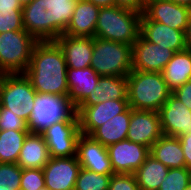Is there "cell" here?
<instances>
[{
	"label": "cell",
	"mask_w": 191,
	"mask_h": 190,
	"mask_svg": "<svg viewBox=\"0 0 191 190\" xmlns=\"http://www.w3.org/2000/svg\"><path fill=\"white\" fill-rule=\"evenodd\" d=\"M37 92L24 73L0 74V105L29 123Z\"/></svg>",
	"instance_id": "6"
},
{
	"label": "cell",
	"mask_w": 191,
	"mask_h": 190,
	"mask_svg": "<svg viewBox=\"0 0 191 190\" xmlns=\"http://www.w3.org/2000/svg\"><path fill=\"white\" fill-rule=\"evenodd\" d=\"M91 2L99 8L116 6V0H85Z\"/></svg>",
	"instance_id": "40"
},
{
	"label": "cell",
	"mask_w": 191,
	"mask_h": 190,
	"mask_svg": "<svg viewBox=\"0 0 191 190\" xmlns=\"http://www.w3.org/2000/svg\"><path fill=\"white\" fill-rule=\"evenodd\" d=\"M184 152L186 168L191 171V132L178 137Z\"/></svg>",
	"instance_id": "37"
},
{
	"label": "cell",
	"mask_w": 191,
	"mask_h": 190,
	"mask_svg": "<svg viewBox=\"0 0 191 190\" xmlns=\"http://www.w3.org/2000/svg\"><path fill=\"white\" fill-rule=\"evenodd\" d=\"M140 35L145 40L169 48L174 52L187 49L185 31L171 28L156 21H141Z\"/></svg>",
	"instance_id": "20"
},
{
	"label": "cell",
	"mask_w": 191,
	"mask_h": 190,
	"mask_svg": "<svg viewBox=\"0 0 191 190\" xmlns=\"http://www.w3.org/2000/svg\"><path fill=\"white\" fill-rule=\"evenodd\" d=\"M99 76H124L132 69V45L93 38L91 65Z\"/></svg>",
	"instance_id": "5"
},
{
	"label": "cell",
	"mask_w": 191,
	"mask_h": 190,
	"mask_svg": "<svg viewBox=\"0 0 191 190\" xmlns=\"http://www.w3.org/2000/svg\"><path fill=\"white\" fill-rule=\"evenodd\" d=\"M77 158L80 166L86 170L103 175L115 174L107 147L90 135H80L77 142Z\"/></svg>",
	"instance_id": "17"
},
{
	"label": "cell",
	"mask_w": 191,
	"mask_h": 190,
	"mask_svg": "<svg viewBox=\"0 0 191 190\" xmlns=\"http://www.w3.org/2000/svg\"><path fill=\"white\" fill-rule=\"evenodd\" d=\"M55 42L63 51L67 68L84 69L91 65L93 38L62 34Z\"/></svg>",
	"instance_id": "19"
},
{
	"label": "cell",
	"mask_w": 191,
	"mask_h": 190,
	"mask_svg": "<svg viewBox=\"0 0 191 190\" xmlns=\"http://www.w3.org/2000/svg\"><path fill=\"white\" fill-rule=\"evenodd\" d=\"M21 175L17 163H0V190H20Z\"/></svg>",
	"instance_id": "30"
},
{
	"label": "cell",
	"mask_w": 191,
	"mask_h": 190,
	"mask_svg": "<svg viewBox=\"0 0 191 190\" xmlns=\"http://www.w3.org/2000/svg\"><path fill=\"white\" fill-rule=\"evenodd\" d=\"M108 190H139L134 174L115 173L111 175Z\"/></svg>",
	"instance_id": "35"
},
{
	"label": "cell",
	"mask_w": 191,
	"mask_h": 190,
	"mask_svg": "<svg viewBox=\"0 0 191 190\" xmlns=\"http://www.w3.org/2000/svg\"><path fill=\"white\" fill-rule=\"evenodd\" d=\"M100 8L91 2L78 0L64 34L74 37H95Z\"/></svg>",
	"instance_id": "21"
},
{
	"label": "cell",
	"mask_w": 191,
	"mask_h": 190,
	"mask_svg": "<svg viewBox=\"0 0 191 190\" xmlns=\"http://www.w3.org/2000/svg\"><path fill=\"white\" fill-rule=\"evenodd\" d=\"M142 13L111 6L100 8L95 37L128 45L138 39Z\"/></svg>",
	"instance_id": "4"
},
{
	"label": "cell",
	"mask_w": 191,
	"mask_h": 190,
	"mask_svg": "<svg viewBox=\"0 0 191 190\" xmlns=\"http://www.w3.org/2000/svg\"><path fill=\"white\" fill-rule=\"evenodd\" d=\"M191 8L169 0H147L141 21H156L171 28L185 31Z\"/></svg>",
	"instance_id": "10"
},
{
	"label": "cell",
	"mask_w": 191,
	"mask_h": 190,
	"mask_svg": "<svg viewBox=\"0 0 191 190\" xmlns=\"http://www.w3.org/2000/svg\"><path fill=\"white\" fill-rule=\"evenodd\" d=\"M46 141L51 158L77 156V142L82 134L79 118H65L40 132Z\"/></svg>",
	"instance_id": "9"
},
{
	"label": "cell",
	"mask_w": 191,
	"mask_h": 190,
	"mask_svg": "<svg viewBox=\"0 0 191 190\" xmlns=\"http://www.w3.org/2000/svg\"><path fill=\"white\" fill-rule=\"evenodd\" d=\"M163 135L179 137L191 132V110L173 93L159 110Z\"/></svg>",
	"instance_id": "18"
},
{
	"label": "cell",
	"mask_w": 191,
	"mask_h": 190,
	"mask_svg": "<svg viewBox=\"0 0 191 190\" xmlns=\"http://www.w3.org/2000/svg\"><path fill=\"white\" fill-rule=\"evenodd\" d=\"M185 41L187 49L191 50V15L189 18L188 26L185 30Z\"/></svg>",
	"instance_id": "41"
},
{
	"label": "cell",
	"mask_w": 191,
	"mask_h": 190,
	"mask_svg": "<svg viewBox=\"0 0 191 190\" xmlns=\"http://www.w3.org/2000/svg\"><path fill=\"white\" fill-rule=\"evenodd\" d=\"M111 175L98 174L80 168L74 190H108Z\"/></svg>",
	"instance_id": "29"
},
{
	"label": "cell",
	"mask_w": 191,
	"mask_h": 190,
	"mask_svg": "<svg viewBox=\"0 0 191 190\" xmlns=\"http://www.w3.org/2000/svg\"><path fill=\"white\" fill-rule=\"evenodd\" d=\"M66 76L69 89L68 100L75 109L78 106H92L98 103L94 88L100 76L92 67L67 68Z\"/></svg>",
	"instance_id": "12"
},
{
	"label": "cell",
	"mask_w": 191,
	"mask_h": 190,
	"mask_svg": "<svg viewBox=\"0 0 191 190\" xmlns=\"http://www.w3.org/2000/svg\"><path fill=\"white\" fill-rule=\"evenodd\" d=\"M36 43L25 29L0 33V74L24 73Z\"/></svg>",
	"instance_id": "7"
},
{
	"label": "cell",
	"mask_w": 191,
	"mask_h": 190,
	"mask_svg": "<svg viewBox=\"0 0 191 190\" xmlns=\"http://www.w3.org/2000/svg\"><path fill=\"white\" fill-rule=\"evenodd\" d=\"M185 190H191V181H190L188 187Z\"/></svg>",
	"instance_id": "44"
},
{
	"label": "cell",
	"mask_w": 191,
	"mask_h": 190,
	"mask_svg": "<svg viewBox=\"0 0 191 190\" xmlns=\"http://www.w3.org/2000/svg\"><path fill=\"white\" fill-rule=\"evenodd\" d=\"M150 155L167 168H184L186 161L178 137L162 135L151 147Z\"/></svg>",
	"instance_id": "23"
},
{
	"label": "cell",
	"mask_w": 191,
	"mask_h": 190,
	"mask_svg": "<svg viewBox=\"0 0 191 190\" xmlns=\"http://www.w3.org/2000/svg\"><path fill=\"white\" fill-rule=\"evenodd\" d=\"M65 118H78L68 98L37 94L28 127L30 132L40 133L46 127Z\"/></svg>",
	"instance_id": "8"
},
{
	"label": "cell",
	"mask_w": 191,
	"mask_h": 190,
	"mask_svg": "<svg viewBox=\"0 0 191 190\" xmlns=\"http://www.w3.org/2000/svg\"><path fill=\"white\" fill-rule=\"evenodd\" d=\"M81 166L77 156L50 158L43 167L48 190H74Z\"/></svg>",
	"instance_id": "15"
},
{
	"label": "cell",
	"mask_w": 191,
	"mask_h": 190,
	"mask_svg": "<svg viewBox=\"0 0 191 190\" xmlns=\"http://www.w3.org/2000/svg\"><path fill=\"white\" fill-rule=\"evenodd\" d=\"M114 173L134 174L145 162L150 149L129 140L119 141L107 147Z\"/></svg>",
	"instance_id": "14"
},
{
	"label": "cell",
	"mask_w": 191,
	"mask_h": 190,
	"mask_svg": "<svg viewBox=\"0 0 191 190\" xmlns=\"http://www.w3.org/2000/svg\"><path fill=\"white\" fill-rule=\"evenodd\" d=\"M33 0H18V2L20 3V5L23 7L27 4H30Z\"/></svg>",
	"instance_id": "43"
},
{
	"label": "cell",
	"mask_w": 191,
	"mask_h": 190,
	"mask_svg": "<svg viewBox=\"0 0 191 190\" xmlns=\"http://www.w3.org/2000/svg\"><path fill=\"white\" fill-rule=\"evenodd\" d=\"M78 0H33L23 6L24 29L37 41H55L64 34Z\"/></svg>",
	"instance_id": "2"
},
{
	"label": "cell",
	"mask_w": 191,
	"mask_h": 190,
	"mask_svg": "<svg viewBox=\"0 0 191 190\" xmlns=\"http://www.w3.org/2000/svg\"><path fill=\"white\" fill-rule=\"evenodd\" d=\"M128 108V99H110L92 106H78L75 112L79 118L81 133L90 135L97 127L103 125L117 114L125 112Z\"/></svg>",
	"instance_id": "13"
},
{
	"label": "cell",
	"mask_w": 191,
	"mask_h": 190,
	"mask_svg": "<svg viewBox=\"0 0 191 190\" xmlns=\"http://www.w3.org/2000/svg\"><path fill=\"white\" fill-rule=\"evenodd\" d=\"M30 130H0V163H17Z\"/></svg>",
	"instance_id": "27"
},
{
	"label": "cell",
	"mask_w": 191,
	"mask_h": 190,
	"mask_svg": "<svg viewBox=\"0 0 191 190\" xmlns=\"http://www.w3.org/2000/svg\"><path fill=\"white\" fill-rule=\"evenodd\" d=\"M147 0H116V6L143 13Z\"/></svg>",
	"instance_id": "38"
},
{
	"label": "cell",
	"mask_w": 191,
	"mask_h": 190,
	"mask_svg": "<svg viewBox=\"0 0 191 190\" xmlns=\"http://www.w3.org/2000/svg\"><path fill=\"white\" fill-rule=\"evenodd\" d=\"M18 0H0V9H22Z\"/></svg>",
	"instance_id": "39"
},
{
	"label": "cell",
	"mask_w": 191,
	"mask_h": 190,
	"mask_svg": "<svg viewBox=\"0 0 191 190\" xmlns=\"http://www.w3.org/2000/svg\"><path fill=\"white\" fill-rule=\"evenodd\" d=\"M126 78L127 99L134 110L159 112L172 93L159 72L132 70Z\"/></svg>",
	"instance_id": "3"
},
{
	"label": "cell",
	"mask_w": 191,
	"mask_h": 190,
	"mask_svg": "<svg viewBox=\"0 0 191 190\" xmlns=\"http://www.w3.org/2000/svg\"><path fill=\"white\" fill-rule=\"evenodd\" d=\"M94 92L98 97V102L127 99V78L124 76H100Z\"/></svg>",
	"instance_id": "28"
},
{
	"label": "cell",
	"mask_w": 191,
	"mask_h": 190,
	"mask_svg": "<svg viewBox=\"0 0 191 190\" xmlns=\"http://www.w3.org/2000/svg\"><path fill=\"white\" fill-rule=\"evenodd\" d=\"M168 171L169 168L149 154L134 172L139 190H158Z\"/></svg>",
	"instance_id": "26"
},
{
	"label": "cell",
	"mask_w": 191,
	"mask_h": 190,
	"mask_svg": "<svg viewBox=\"0 0 191 190\" xmlns=\"http://www.w3.org/2000/svg\"><path fill=\"white\" fill-rule=\"evenodd\" d=\"M45 187L43 169H22L20 190H40Z\"/></svg>",
	"instance_id": "33"
},
{
	"label": "cell",
	"mask_w": 191,
	"mask_h": 190,
	"mask_svg": "<svg viewBox=\"0 0 191 190\" xmlns=\"http://www.w3.org/2000/svg\"><path fill=\"white\" fill-rule=\"evenodd\" d=\"M162 135L159 112L131 108L127 140L150 149Z\"/></svg>",
	"instance_id": "16"
},
{
	"label": "cell",
	"mask_w": 191,
	"mask_h": 190,
	"mask_svg": "<svg viewBox=\"0 0 191 190\" xmlns=\"http://www.w3.org/2000/svg\"><path fill=\"white\" fill-rule=\"evenodd\" d=\"M38 94L69 96L67 64L63 51L55 41L37 42L30 64L24 72Z\"/></svg>",
	"instance_id": "1"
},
{
	"label": "cell",
	"mask_w": 191,
	"mask_h": 190,
	"mask_svg": "<svg viewBox=\"0 0 191 190\" xmlns=\"http://www.w3.org/2000/svg\"><path fill=\"white\" fill-rule=\"evenodd\" d=\"M172 93L191 110V79L176 88Z\"/></svg>",
	"instance_id": "36"
},
{
	"label": "cell",
	"mask_w": 191,
	"mask_h": 190,
	"mask_svg": "<svg viewBox=\"0 0 191 190\" xmlns=\"http://www.w3.org/2000/svg\"><path fill=\"white\" fill-rule=\"evenodd\" d=\"M191 181V171L184 168H171L158 190H185Z\"/></svg>",
	"instance_id": "31"
},
{
	"label": "cell",
	"mask_w": 191,
	"mask_h": 190,
	"mask_svg": "<svg viewBox=\"0 0 191 190\" xmlns=\"http://www.w3.org/2000/svg\"><path fill=\"white\" fill-rule=\"evenodd\" d=\"M50 158L49 149L42 134L29 132L23 142L17 164L22 169H43Z\"/></svg>",
	"instance_id": "22"
},
{
	"label": "cell",
	"mask_w": 191,
	"mask_h": 190,
	"mask_svg": "<svg viewBox=\"0 0 191 190\" xmlns=\"http://www.w3.org/2000/svg\"><path fill=\"white\" fill-rule=\"evenodd\" d=\"M168 88L173 92L176 88L191 79V50L175 52L172 59L162 71Z\"/></svg>",
	"instance_id": "25"
},
{
	"label": "cell",
	"mask_w": 191,
	"mask_h": 190,
	"mask_svg": "<svg viewBox=\"0 0 191 190\" xmlns=\"http://www.w3.org/2000/svg\"><path fill=\"white\" fill-rule=\"evenodd\" d=\"M169 1L191 8V0H169Z\"/></svg>",
	"instance_id": "42"
},
{
	"label": "cell",
	"mask_w": 191,
	"mask_h": 190,
	"mask_svg": "<svg viewBox=\"0 0 191 190\" xmlns=\"http://www.w3.org/2000/svg\"><path fill=\"white\" fill-rule=\"evenodd\" d=\"M29 130L28 123L0 105V130Z\"/></svg>",
	"instance_id": "34"
},
{
	"label": "cell",
	"mask_w": 191,
	"mask_h": 190,
	"mask_svg": "<svg viewBox=\"0 0 191 190\" xmlns=\"http://www.w3.org/2000/svg\"><path fill=\"white\" fill-rule=\"evenodd\" d=\"M130 117L131 107L97 127L90 136L105 147L126 140Z\"/></svg>",
	"instance_id": "24"
},
{
	"label": "cell",
	"mask_w": 191,
	"mask_h": 190,
	"mask_svg": "<svg viewBox=\"0 0 191 190\" xmlns=\"http://www.w3.org/2000/svg\"><path fill=\"white\" fill-rule=\"evenodd\" d=\"M23 29L22 9H0V33Z\"/></svg>",
	"instance_id": "32"
},
{
	"label": "cell",
	"mask_w": 191,
	"mask_h": 190,
	"mask_svg": "<svg viewBox=\"0 0 191 190\" xmlns=\"http://www.w3.org/2000/svg\"><path fill=\"white\" fill-rule=\"evenodd\" d=\"M174 53L173 50L153 44L139 35L132 45V69L162 73Z\"/></svg>",
	"instance_id": "11"
}]
</instances>
